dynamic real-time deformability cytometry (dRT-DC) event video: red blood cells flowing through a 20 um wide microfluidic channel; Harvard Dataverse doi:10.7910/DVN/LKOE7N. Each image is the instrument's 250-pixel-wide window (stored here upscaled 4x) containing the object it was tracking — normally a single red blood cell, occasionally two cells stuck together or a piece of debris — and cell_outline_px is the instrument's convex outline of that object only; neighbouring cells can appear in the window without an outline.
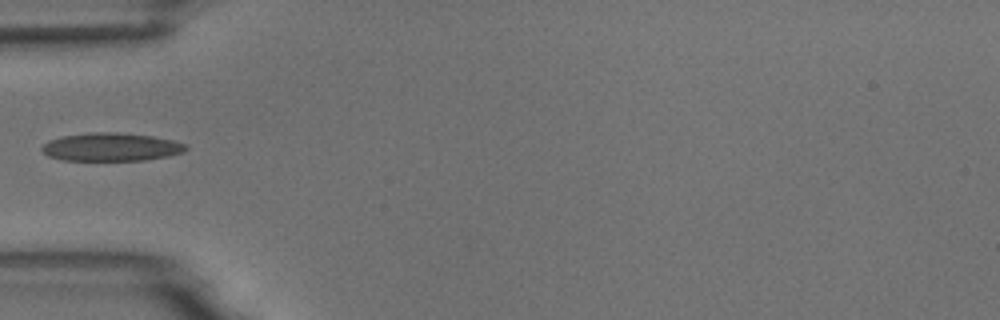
{"species": "common noctule bat (a hibernating species)", "species_latin": "Nyctalus noctula", "temperature_condition": "room temperature", "stored_images_in_passage": 1, "camera_frame_rate_fps": 3000, "um_per_image_px": 0.085, "animal": {"sex": "male", "body_mass_g": 18.8}, "frame": {"image": 1, "passage_image": 1, "time_ms": 0.0, "image_size_px": [1000, 320], "cell_outline_px": [[188, 148], [184, 152], [168, 156], [144, 160], [64, 160], [48, 156], [40, 148], [48, 140], [60, 136], [92, 132], [116, 132], [152, 136], [172, 140], [188, 144]], "centroid_in_image_um": [9.45, 12.49], "position_along_channel_um": 75.5, "area_um2": 23.7}}